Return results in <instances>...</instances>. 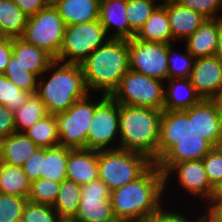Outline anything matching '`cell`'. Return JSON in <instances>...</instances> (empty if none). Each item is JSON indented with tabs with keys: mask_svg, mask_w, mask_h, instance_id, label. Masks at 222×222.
I'll use <instances>...</instances> for the list:
<instances>
[{
	"mask_svg": "<svg viewBox=\"0 0 222 222\" xmlns=\"http://www.w3.org/2000/svg\"><path fill=\"white\" fill-rule=\"evenodd\" d=\"M213 148L195 129L194 105L186 110H162L156 164L164 174L175 163L203 159Z\"/></svg>",
	"mask_w": 222,
	"mask_h": 222,
	"instance_id": "6da1fadb",
	"label": "cell"
},
{
	"mask_svg": "<svg viewBox=\"0 0 222 222\" xmlns=\"http://www.w3.org/2000/svg\"><path fill=\"white\" fill-rule=\"evenodd\" d=\"M164 173L154 163L141 177L111 191L110 200L118 222H145L164 204Z\"/></svg>",
	"mask_w": 222,
	"mask_h": 222,
	"instance_id": "7a4b0ae2",
	"label": "cell"
},
{
	"mask_svg": "<svg viewBox=\"0 0 222 222\" xmlns=\"http://www.w3.org/2000/svg\"><path fill=\"white\" fill-rule=\"evenodd\" d=\"M81 67L89 92L111 96L130 70L128 40L110 39L93 51Z\"/></svg>",
	"mask_w": 222,
	"mask_h": 222,
	"instance_id": "3957f363",
	"label": "cell"
},
{
	"mask_svg": "<svg viewBox=\"0 0 222 222\" xmlns=\"http://www.w3.org/2000/svg\"><path fill=\"white\" fill-rule=\"evenodd\" d=\"M45 73L51 74L48 80ZM41 76L44 79L38 78L36 94L51 115L66 111L89 94L81 64L54 60Z\"/></svg>",
	"mask_w": 222,
	"mask_h": 222,
	"instance_id": "277c9868",
	"label": "cell"
},
{
	"mask_svg": "<svg viewBox=\"0 0 222 222\" xmlns=\"http://www.w3.org/2000/svg\"><path fill=\"white\" fill-rule=\"evenodd\" d=\"M161 114L162 110L119 104V148L157 163Z\"/></svg>",
	"mask_w": 222,
	"mask_h": 222,
	"instance_id": "5b68a950",
	"label": "cell"
},
{
	"mask_svg": "<svg viewBox=\"0 0 222 222\" xmlns=\"http://www.w3.org/2000/svg\"><path fill=\"white\" fill-rule=\"evenodd\" d=\"M154 162L146 155L121 148L98 151V179L112 191L141 177Z\"/></svg>",
	"mask_w": 222,
	"mask_h": 222,
	"instance_id": "8992f818",
	"label": "cell"
},
{
	"mask_svg": "<svg viewBox=\"0 0 222 222\" xmlns=\"http://www.w3.org/2000/svg\"><path fill=\"white\" fill-rule=\"evenodd\" d=\"M110 39L99 19L66 26L63 43L55 60L81 64L93 51Z\"/></svg>",
	"mask_w": 222,
	"mask_h": 222,
	"instance_id": "52a82bcc",
	"label": "cell"
},
{
	"mask_svg": "<svg viewBox=\"0 0 222 222\" xmlns=\"http://www.w3.org/2000/svg\"><path fill=\"white\" fill-rule=\"evenodd\" d=\"M86 97L77 100L66 111L56 114L59 145L71 149L87 148V134L96 107L107 97L101 93V99Z\"/></svg>",
	"mask_w": 222,
	"mask_h": 222,
	"instance_id": "ba28073f",
	"label": "cell"
},
{
	"mask_svg": "<svg viewBox=\"0 0 222 222\" xmlns=\"http://www.w3.org/2000/svg\"><path fill=\"white\" fill-rule=\"evenodd\" d=\"M66 24L52 3L37 14L28 17L20 37L25 42L46 51L54 59L59 55Z\"/></svg>",
	"mask_w": 222,
	"mask_h": 222,
	"instance_id": "9c48e42d",
	"label": "cell"
},
{
	"mask_svg": "<svg viewBox=\"0 0 222 222\" xmlns=\"http://www.w3.org/2000/svg\"><path fill=\"white\" fill-rule=\"evenodd\" d=\"M162 80L129 70L111 97L119 104L163 110Z\"/></svg>",
	"mask_w": 222,
	"mask_h": 222,
	"instance_id": "30bf717a",
	"label": "cell"
},
{
	"mask_svg": "<svg viewBox=\"0 0 222 222\" xmlns=\"http://www.w3.org/2000/svg\"><path fill=\"white\" fill-rule=\"evenodd\" d=\"M118 136L119 103L107 96L95 109L87 134V148L97 151L118 149Z\"/></svg>",
	"mask_w": 222,
	"mask_h": 222,
	"instance_id": "8fae6325",
	"label": "cell"
},
{
	"mask_svg": "<svg viewBox=\"0 0 222 222\" xmlns=\"http://www.w3.org/2000/svg\"><path fill=\"white\" fill-rule=\"evenodd\" d=\"M128 49L130 70L166 82L168 44L132 38L128 40Z\"/></svg>",
	"mask_w": 222,
	"mask_h": 222,
	"instance_id": "7c38bea8",
	"label": "cell"
},
{
	"mask_svg": "<svg viewBox=\"0 0 222 222\" xmlns=\"http://www.w3.org/2000/svg\"><path fill=\"white\" fill-rule=\"evenodd\" d=\"M111 190L100 179L82 185L77 222H118L110 200Z\"/></svg>",
	"mask_w": 222,
	"mask_h": 222,
	"instance_id": "4fadbf2b",
	"label": "cell"
},
{
	"mask_svg": "<svg viewBox=\"0 0 222 222\" xmlns=\"http://www.w3.org/2000/svg\"><path fill=\"white\" fill-rule=\"evenodd\" d=\"M189 79L202 99H219L222 95V61L215 55L195 59Z\"/></svg>",
	"mask_w": 222,
	"mask_h": 222,
	"instance_id": "5bb4252c",
	"label": "cell"
},
{
	"mask_svg": "<svg viewBox=\"0 0 222 222\" xmlns=\"http://www.w3.org/2000/svg\"><path fill=\"white\" fill-rule=\"evenodd\" d=\"M173 173L176 174L175 177H177V182L181 185L182 189L193 194L195 197L198 196L200 198L201 196L206 202L210 199L213 186L207 178L202 159L175 163L164 174L165 187L170 182L169 180Z\"/></svg>",
	"mask_w": 222,
	"mask_h": 222,
	"instance_id": "9a60e30c",
	"label": "cell"
},
{
	"mask_svg": "<svg viewBox=\"0 0 222 222\" xmlns=\"http://www.w3.org/2000/svg\"><path fill=\"white\" fill-rule=\"evenodd\" d=\"M195 129L213 147L222 136V107L219 99H202L194 105Z\"/></svg>",
	"mask_w": 222,
	"mask_h": 222,
	"instance_id": "2e32d148",
	"label": "cell"
},
{
	"mask_svg": "<svg viewBox=\"0 0 222 222\" xmlns=\"http://www.w3.org/2000/svg\"><path fill=\"white\" fill-rule=\"evenodd\" d=\"M126 6L127 0H100V23L106 29L108 35V32L113 27L115 29L109 35L111 39L130 40L136 35L130 29L127 14L125 13Z\"/></svg>",
	"mask_w": 222,
	"mask_h": 222,
	"instance_id": "e0dca14e",
	"label": "cell"
},
{
	"mask_svg": "<svg viewBox=\"0 0 222 222\" xmlns=\"http://www.w3.org/2000/svg\"><path fill=\"white\" fill-rule=\"evenodd\" d=\"M98 179V151L71 149L67 159V180L85 185Z\"/></svg>",
	"mask_w": 222,
	"mask_h": 222,
	"instance_id": "ac0fdd59",
	"label": "cell"
},
{
	"mask_svg": "<svg viewBox=\"0 0 222 222\" xmlns=\"http://www.w3.org/2000/svg\"><path fill=\"white\" fill-rule=\"evenodd\" d=\"M167 15L172 32V42L186 40L206 19L200 13L181 6L178 2L167 3Z\"/></svg>",
	"mask_w": 222,
	"mask_h": 222,
	"instance_id": "d6986e66",
	"label": "cell"
},
{
	"mask_svg": "<svg viewBox=\"0 0 222 222\" xmlns=\"http://www.w3.org/2000/svg\"><path fill=\"white\" fill-rule=\"evenodd\" d=\"M166 81L168 86H164L167 88H164L163 110H186L202 100L189 78H172Z\"/></svg>",
	"mask_w": 222,
	"mask_h": 222,
	"instance_id": "ffe728a7",
	"label": "cell"
},
{
	"mask_svg": "<svg viewBox=\"0 0 222 222\" xmlns=\"http://www.w3.org/2000/svg\"><path fill=\"white\" fill-rule=\"evenodd\" d=\"M219 18L205 19L185 41L186 49L197 58L213 56L218 46Z\"/></svg>",
	"mask_w": 222,
	"mask_h": 222,
	"instance_id": "44dd1931",
	"label": "cell"
},
{
	"mask_svg": "<svg viewBox=\"0 0 222 222\" xmlns=\"http://www.w3.org/2000/svg\"><path fill=\"white\" fill-rule=\"evenodd\" d=\"M12 55L25 70L35 74L38 78L55 60L43 49L25 42L20 37L12 38Z\"/></svg>",
	"mask_w": 222,
	"mask_h": 222,
	"instance_id": "7402d4cb",
	"label": "cell"
},
{
	"mask_svg": "<svg viewBox=\"0 0 222 222\" xmlns=\"http://www.w3.org/2000/svg\"><path fill=\"white\" fill-rule=\"evenodd\" d=\"M52 4L66 26L99 19L100 0H55Z\"/></svg>",
	"mask_w": 222,
	"mask_h": 222,
	"instance_id": "603a6c76",
	"label": "cell"
},
{
	"mask_svg": "<svg viewBox=\"0 0 222 222\" xmlns=\"http://www.w3.org/2000/svg\"><path fill=\"white\" fill-rule=\"evenodd\" d=\"M134 38L147 42L172 43L167 3H161L154 9Z\"/></svg>",
	"mask_w": 222,
	"mask_h": 222,
	"instance_id": "cb8c5ba5",
	"label": "cell"
},
{
	"mask_svg": "<svg viewBox=\"0 0 222 222\" xmlns=\"http://www.w3.org/2000/svg\"><path fill=\"white\" fill-rule=\"evenodd\" d=\"M39 147L24 133L15 132L0 143V157L5 164L22 167Z\"/></svg>",
	"mask_w": 222,
	"mask_h": 222,
	"instance_id": "d4e9b609",
	"label": "cell"
},
{
	"mask_svg": "<svg viewBox=\"0 0 222 222\" xmlns=\"http://www.w3.org/2000/svg\"><path fill=\"white\" fill-rule=\"evenodd\" d=\"M70 148L55 146L42 148L41 178L61 183L67 180V159Z\"/></svg>",
	"mask_w": 222,
	"mask_h": 222,
	"instance_id": "484cf974",
	"label": "cell"
},
{
	"mask_svg": "<svg viewBox=\"0 0 222 222\" xmlns=\"http://www.w3.org/2000/svg\"><path fill=\"white\" fill-rule=\"evenodd\" d=\"M27 20L28 16L13 0H0V37H21Z\"/></svg>",
	"mask_w": 222,
	"mask_h": 222,
	"instance_id": "4316f807",
	"label": "cell"
},
{
	"mask_svg": "<svg viewBox=\"0 0 222 222\" xmlns=\"http://www.w3.org/2000/svg\"><path fill=\"white\" fill-rule=\"evenodd\" d=\"M47 115L49 113L41 98L36 93L31 94L25 104L14 112L16 132L23 133Z\"/></svg>",
	"mask_w": 222,
	"mask_h": 222,
	"instance_id": "83f0119b",
	"label": "cell"
},
{
	"mask_svg": "<svg viewBox=\"0 0 222 222\" xmlns=\"http://www.w3.org/2000/svg\"><path fill=\"white\" fill-rule=\"evenodd\" d=\"M40 148H51L59 145V135L55 115H47L23 132Z\"/></svg>",
	"mask_w": 222,
	"mask_h": 222,
	"instance_id": "f1b7e54d",
	"label": "cell"
},
{
	"mask_svg": "<svg viewBox=\"0 0 222 222\" xmlns=\"http://www.w3.org/2000/svg\"><path fill=\"white\" fill-rule=\"evenodd\" d=\"M82 186L70 180L60 183L57 198L53 205L60 217H74L81 200Z\"/></svg>",
	"mask_w": 222,
	"mask_h": 222,
	"instance_id": "f546056e",
	"label": "cell"
},
{
	"mask_svg": "<svg viewBox=\"0 0 222 222\" xmlns=\"http://www.w3.org/2000/svg\"><path fill=\"white\" fill-rule=\"evenodd\" d=\"M30 190V181L22 167L3 165L0 174V193L27 197Z\"/></svg>",
	"mask_w": 222,
	"mask_h": 222,
	"instance_id": "4dcf8cb0",
	"label": "cell"
},
{
	"mask_svg": "<svg viewBox=\"0 0 222 222\" xmlns=\"http://www.w3.org/2000/svg\"><path fill=\"white\" fill-rule=\"evenodd\" d=\"M157 0H127L125 13L130 29L137 34L150 17L154 9L161 3Z\"/></svg>",
	"mask_w": 222,
	"mask_h": 222,
	"instance_id": "1f68e13d",
	"label": "cell"
},
{
	"mask_svg": "<svg viewBox=\"0 0 222 222\" xmlns=\"http://www.w3.org/2000/svg\"><path fill=\"white\" fill-rule=\"evenodd\" d=\"M174 45L168 43V79L172 78H189L193 68L195 58L186 49L184 53L174 52ZM175 53V54H174Z\"/></svg>",
	"mask_w": 222,
	"mask_h": 222,
	"instance_id": "d6a6232c",
	"label": "cell"
},
{
	"mask_svg": "<svg viewBox=\"0 0 222 222\" xmlns=\"http://www.w3.org/2000/svg\"><path fill=\"white\" fill-rule=\"evenodd\" d=\"M3 74L19 89L32 94L36 93L38 77L25 70L13 55L10 57L7 68Z\"/></svg>",
	"mask_w": 222,
	"mask_h": 222,
	"instance_id": "836d02e7",
	"label": "cell"
},
{
	"mask_svg": "<svg viewBox=\"0 0 222 222\" xmlns=\"http://www.w3.org/2000/svg\"><path fill=\"white\" fill-rule=\"evenodd\" d=\"M60 188L59 182L40 178L30 182L28 201L53 206Z\"/></svg>",
	"mask_w": 222,
	"mask_h": 222,
	"instance_id": "e575fe53",
	"label": "cell"
},
{
	"mask_svg": "<svg viewBox=\"0 0 222 222\" xmlns=\"http://www.w3.org/2000/svg\"><path fill=\"white\" fill-rule=\"evenodd\" d=\"M32 93L19 89L4 74H0V104L15 112Z\"/></svg>",
	"mask_w": 222,
	"mask_h": 222,
	"instance_id": "d590c367",
	"label": "cell"
},
{
	"mask_svg": "<svg viewBox=\"0 0 222 222\" xmlns=\"http://www.w3.org/2000/svg\"><path fill=\"white\" fill-rule=\"evenodd\" d=\"M27 197L0 193V222H15L22 218Z\"/></svg>",
	"mask_w": 222,
	"mask_h": 222,
	"instance_id": "8d00e7d4",
	"label": "cell"
},
{
	"mask_svg": "<svg viewBox=\"0 0 222 222\" xmlns=\"http://www.w3.org/2000/svg\"><path fill=\"white\" fill-rule=\"evenodd\" d=\"M59 217L53 206L27 201L21 219L23 222H57Z\"/></svg>",
	"mask_w": 222,
	"mask_h": 222,
	"instance_id": "74e56055",
	"label": "cell"
},
{
	"mask_svg": "<svg viewBox=\"0 0 222 222\" xmlns=\"http://www.w3.org/2000/svg\"><path fill=\"white\" fill-rule=\"evenodd\" d=\"M181 6L190 8L206 19L222 18V0H178Z\"/></svg>",
	"mask_w": 222,
	"mask_h": 222,
	"instance_id": "f35d334b",
	"label": "cell"
},
{
	"mask_svg": "<svg viewBox=\"0 0 222 222\" xmlns=\"http://www.w3.org/2000/svg\"><path fill=\"white\" fill-rule=\"evenodd\" d=\"M207 178L212 186L222 180V152L214 147L203 159Z\"/></svg>",
	"mask_w": 222,
	"mask_h": 222,
	"instance_id": "ab89813d",
	"label": "cell"
},
{
	"mask_svg": "<svg viewBox=\"0 0 222 222\" xmlns=\"http://www.w3.org/2000/svg\"><path fill=\"white\" fill-rule=\"evenodd\" d=\"M181 212H176L172 209H163L162 206L155 211L150 217H148L145 222H202L205 215L198 216V218L190 219L186 215L180 214Z\"/></svg>",
	"mask_w": 222,
	"mask_h": 222,
	"instance_id": "60d3db41",
	"label": "cell"
},
{
	"mask_svg": "<svg viewBox=\"0 0 222 222\" xmlns=\"http://www.w3.org/2000/svg\"><path fill=\"white\" fill-rule=\"evenodd\" d=\"M22 169L30 182L41 178L42 148L39 147L34 154L24 161Z\"/></svg>",
	"mask_w": 222,
	"mask_h": 222,
	"instance_id": "b9f144b4",
	"label": "cell"
},
{
	"mask_svg": "<svg viewBox=\"0 0 222 222\" xmlns=\"http://www.w3.org/2000/svg\"><path fill=\"white\" fill-rule=\"evenodd\" d=\"M15 132L14 112L0 104V143Z\"/></svg>",
	"mask_w": 222,
	"mask_h": 222,
	"instance_id": "7bdbcfd3",
	"label": "cell"
},
{
	"mask_svg": "<svg viewBox=\"0 0 222 222\" xmlns=\"http://www.w3.org/2000/svg\"><path fill=\"white\" fill-rule=\"evenodd\" d=\"M14 3L28 16L37 14L50 4L49 0H13Z\"/></svg>",
	"mask_w": 222,
	"mask_h": 222,
	"instance_id": "ee69618b",
	"label": "cell"
},
{
	"mask_svg": "<svg viewBox=\"0 0 222 222\" xmlns=\"http://www.w3.org/2000/svg\"><path fill=\"white\" fill-rule=\"evenodd\" d=\"M11 56L12 38L0 37V74H3L5 72Z\"/></svg>",
	"mask_w": 222,
	"mask_h": 222,
	"instance_id": "f6af8a7d",
	"label": "cell"
},
{
	"mask_svg": "<svg viewBox=\"0 0 222 222\" xmlns=\"http://www.w3.org/2000/svg\"><path fill=\"white\" fill-rule=\"evenodd\" d=\"M208 210L204 213L208 222H222V201H208Z\"/></svg>",
	"mask_w": 222,
	"mask_h": 222,
	"instance_id": "bcb514c9",
	"label": "cell"
},
{
	"mask_svg": "<svg viewBox=\"0 0 222 222\" xmlns=\"http://www.w3.org/2000/svg\"><path fill=\"white\" fill-rule=\"evenodd\" d=\"M208 201H222V180L213 186V192Z\"/></svg>",
	"mask_w": 222,
	"mask_h": 222,
	"instance_id": "7dc6e473",
	"label": "cell"
},
{
	"mask_svg": "<svg viewBox=\"0 0 222 222\" xmlns=\"http://www.w3.org/2000/svg\"><path fill=\"white\" fill-rule=\"evenodd\" d=\"M215 56L222 61V18H219L218 46Z\"/></svg>",
	"mask_w": 222,
	"mask_h": 222,
	"instance_id": "c3c4849f",
	"label": "cell"
},
{
	"mask_svg": "<svg viewBox=\"0 0 222 222\" xmlns=\"http://www.w3.org/2000/svg\"><path fill=\"white\" fill-rule=\"evenodd\" d=\"M57 222H77L74 217H59Z\"/></svg>",
	"mask_w": 222,
	"mask_h": 222,
	"instance_id": "681fc988",
	"label": "cell"
},
{
	"mask_svg": "<svg viewBox=\"0 0 222 222\" xmlns=\"http://www.w3.org/2000/svg\"><path fill=\"white\" fill-rule=\"evenodd\" d=\"M216 147L222 152V136L219 139L218 145Z\"/></svg>",
	"mask_w": 222,
	"mask_h": 222,
	"instance_id": "f907efd6",
	"label": "cell"
},
{
	"mask_svg": "<svg viewBox=\"0 0 222 222\" xmlns=\"http://www.w3.org/2000/svg\"><path fill=\"white\" fill-rule=\"evenodd\" d=\"M162 3L178 2V0H160Z\"/></svg>",
	"mask_w": 222,
	"mask_h": 222,
	"instance_id": "816d5d0a",
	"label": "cell"
},
{
	"mask_svg": "<svg viewBox=\"0 0 222 222\" xmlns=\"http://www.w3.org/2000/svg\"><path fill=\"white\" fill-rule=\"evenodd\" d=\"M3 165H4V162H3L2 158L0 157V174H1V169H2Z\"/></svg>",
	"mask_w": 222,
	"mask_h": 222,
	"instance_id": "f5cc1de1",
	"label": "cell"
},
{
	"mask_svg": "<svg viewBox=\"0 0 222 222\" xmlns=\"http://www.w3.org/2000/svg\"><path fill=\"white\" fill-rule=\"evenodd\" d=\"M219 101H220V104H221V107H222V95H221V97L219 98Z\"/></svg>",
	"mask_w": 222,
	"mask_h": 222,
	"instance_id": "db71d44e",
	"label": "cell"
},
{
	"mask_svg": "<svg viewBox=\"0 0 222 222\" xmlns=\"http://www.w3.org/2000/svg\"><path fill=\"white\" fill-rule=\"evenodd\" d=\"M15 222H23V220H22V219H19V220L15 221Z\"/></svg>",
	"mask_w": 222,
	"mask_h": 222,
	"instance_id": "11a10c76",
	"label": "cell"
}]
</instances>
